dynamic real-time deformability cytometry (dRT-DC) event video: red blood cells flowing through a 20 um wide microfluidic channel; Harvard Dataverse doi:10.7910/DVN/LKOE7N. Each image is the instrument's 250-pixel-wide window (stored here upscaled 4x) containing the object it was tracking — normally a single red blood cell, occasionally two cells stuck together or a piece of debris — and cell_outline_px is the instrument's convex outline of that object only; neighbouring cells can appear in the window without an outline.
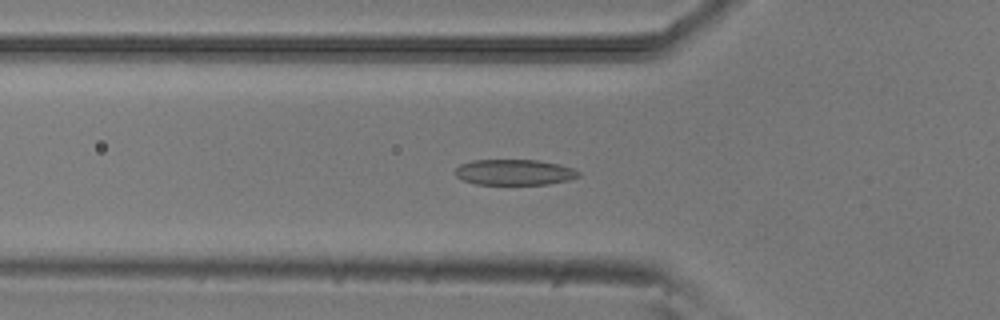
{"species": "common noctule bat (a hibernating species)", "species_latin": "Nyctalus noctula", "temperature_condition": "room temperature", "stored_images_in_passage": 52, "camera_frame_rate_fps": 3000, "um_per_image_px": 0.085, "animal": {"sex": "male", "body_mass_g": 20.5, "forearm_length_mm": 52.5}, "frame": {"image": 1, "passage_image": 17, "time_ms": 5.333, "image_size_px": [1000, 320], "cell_outline_px": [[580, 176], [568, 180], [548, 184], [476, 184], [464, 180], [456, 176], [456, 168], [460, 164], [472, 160], [536, 160], [560, 164], [572, 168], [580, 172]], "centroid_in_image_um": [43.73, 14.63], "position_along_channel_um": 82.1, "area_um2": 18.38}}
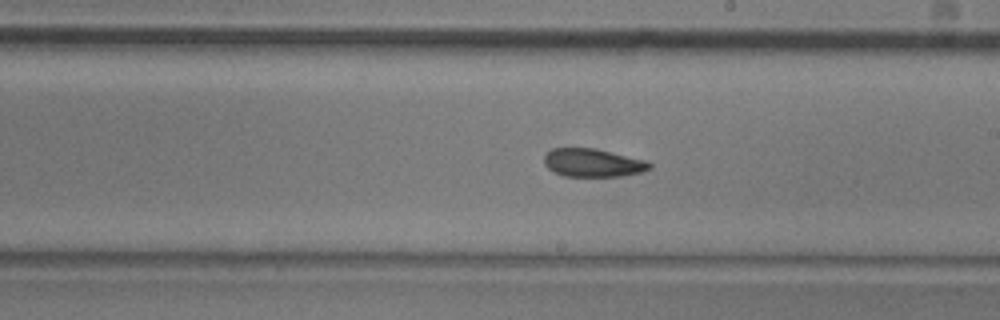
{"frame": {"image": 2, "passage_image": 29, "time_ms": 9.333, "image_size_px": [1000, 320], "cell_outline_px": [[652, 168], [640, 172], [620, 176], [564, 176], [552, 172], [544, 164], [544, 156], [552, 148], [596, 148], [644, 160], [652, 164]], "centroid_in_image_um": [50.36, 13.83], "position_along_channel_um": 238.6, "area_um2": 17.28}}
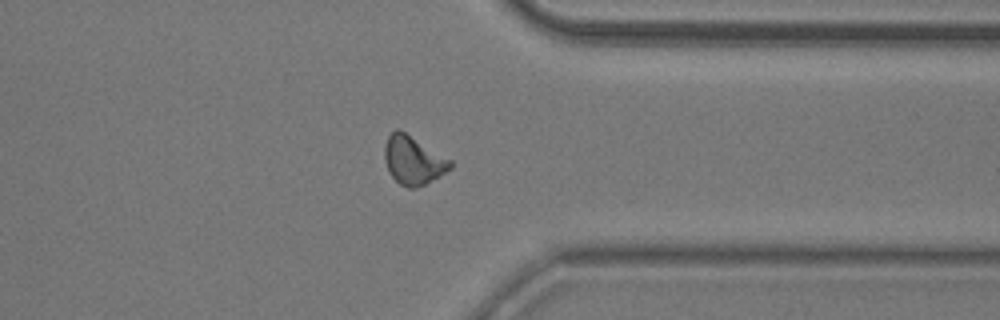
{"frame": {"image": 3, "passage_image": 40, "time_ms": 13.0, "image_size_px": [1000, 320], "cell_outline_px": [[452, 168], [440, 176], [416, 188], [408, 188], [400, 184], [388, 172], [384, 160], [384, 144], [388, 136], [396, 128], [400, 128], [452, 160]], "centroid_in_image_um": [35.11, 13.6], "position_along_channel_um": 376.3, "area_um2": 18.84}, "authors_computed_cell_mechanics": {"area_um2": 18.3804, "velocity_mm_per_s": 3.8861, "shape_relaxation_time_tau1_ms": 5.2602, "shape_relaxation_time_tau2_ms": 4.3427, "deformation_change_tau1": 0.1409, "deformation_change_tau2": 0.0989}}